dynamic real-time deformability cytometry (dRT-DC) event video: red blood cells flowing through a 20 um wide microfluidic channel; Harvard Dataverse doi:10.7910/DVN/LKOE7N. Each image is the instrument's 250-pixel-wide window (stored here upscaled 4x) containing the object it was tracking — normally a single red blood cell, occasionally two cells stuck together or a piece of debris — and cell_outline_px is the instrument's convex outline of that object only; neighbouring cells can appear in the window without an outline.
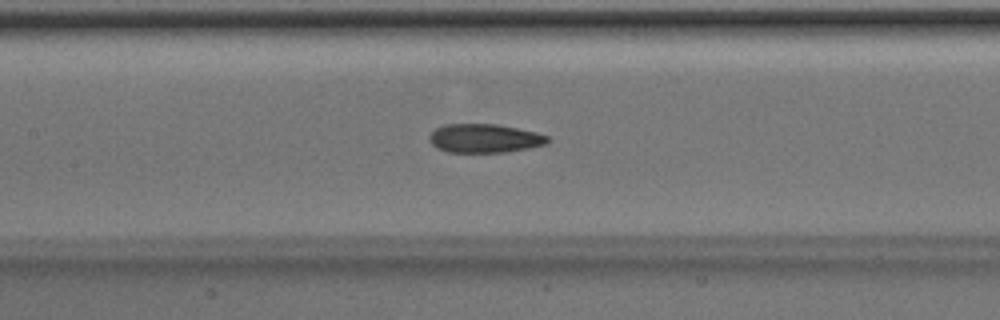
{"species": "Egyptian fruit bat (a non-hibernating species)", "species_latin": "Rousettus aegyptiacus", "temperature_condition": "room temperature", "stored_images_in_passage": 51, "camera_frame_rate_fps": 3000, "um_per_image_px": 0.085, "animal": {"sex": "male"}, "frame": {"image": 1, "passage_image": 24, "time_ms": 7.667, "image_size_px": [1000, 320], "cell_outline_px": [[552, 140], [548, 144], [528, 148], [504, 152], [448, 152], [436, 148], [428, 140], [428, 136], [436, 128], [444, 124], [496, 124], [536, 132], [548, 136]], "centroid_in_image_um": [41.19, 11.76], "position_along_channel_um": 166.2, "area_um2": 19.94}}
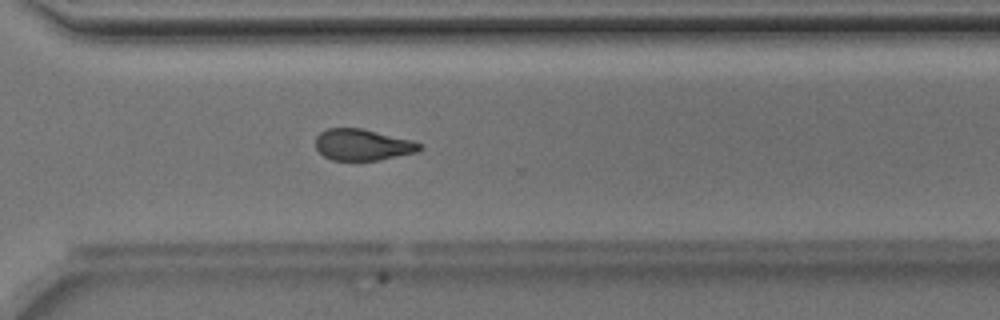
{"frame": {"image": 2, "passage_image": 37, "time_ms": 12.0, "image_size_px": [1000, 320], "cell_outline_px": [[424, 148], [416, 152], [376, 160], [332, 160], [324, 156], [316, 148], [316, 136], [320, 132], [328, 128], [360, 128], [412, 140], [420, 144]], "centroid_in_image_um": [30.8, 12.3], "position_along_channel_um": 339.8, "area_um2": 18.79}}
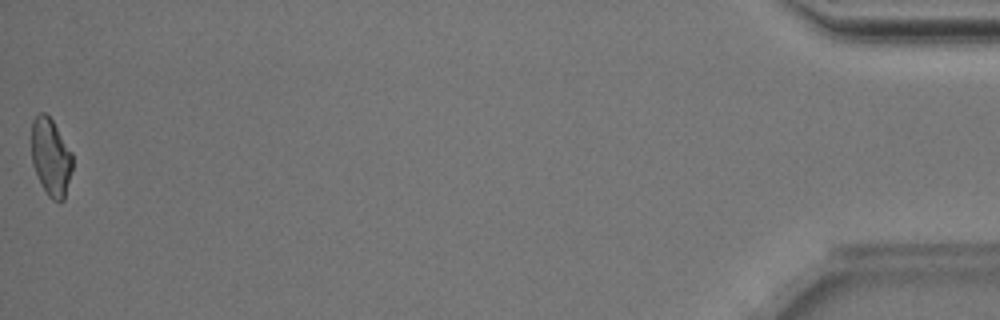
{"frame": {"image": 3, "passage_image": 51, "time_ms": 16.667, "image_size_px": [1000, 320], "cell_outline_px": [[72, 168], [64, 200], [60, 204], [52, 200], [48, 196], [32, 164], [32, 120], [40, 112], [44, 112], [52, 120], [72, 152]], "centroid_in_image_um": [4.33, 13.37], "position_along_channel_um": 430.9, "area_um2": 18.38}, "authors_computed_cell_mechanics": {"area_um2": 19.8832, "velocity_mm_per_s": 4.0123, "shape_relaxation_time_tau1_ms": 6.0624, "shape_relaxation_time_tau2_ms": 3.3737, "deformation_change_tau1": 0.154, "deformation_change_tau2": 0.0951}}